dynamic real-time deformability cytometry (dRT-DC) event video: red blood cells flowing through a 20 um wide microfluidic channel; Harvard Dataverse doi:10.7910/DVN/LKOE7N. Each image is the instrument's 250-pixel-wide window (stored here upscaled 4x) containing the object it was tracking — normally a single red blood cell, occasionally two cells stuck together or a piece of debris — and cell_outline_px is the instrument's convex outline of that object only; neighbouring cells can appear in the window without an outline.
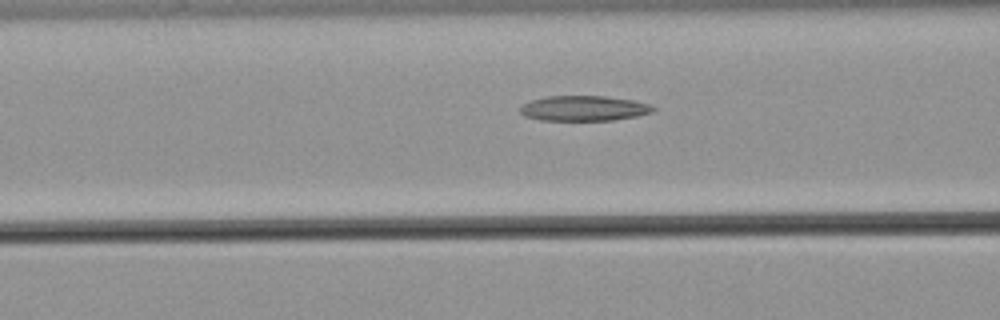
{"species": "common noctule bat (a hibernating species)", "species_latin": "Nyctalus noctula", "temperature_condition": "warm", "stored_images_in_passage": 33, "camera_frame_rate_fps": 3000, "um_per_image_px": 0.085, "animal": {"sex": "male", "body_mass_g": 21.5, "forearm_length_mm": 52.0}, "frame": {"image": 1, "passage_image": 11, "time_ms": 3.333, "image_size_px": [1000, 320], "cell_outline_px": [[656, 108], [652, 112], [636, 116], [612, 120], [540, 120], [524, 116], [520, 112], [520, 108], [524, 104], [532, 100], [548, 96], [604, 96], [632, 100], [648, 104]], "centroid_in_image_um": [49.61, 9.21], "position_along_channel_um": 117.0, "area_um2": 19.31}}
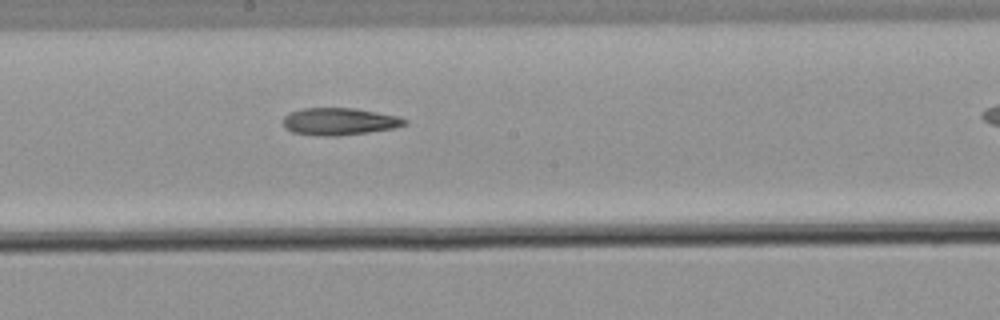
{"frame": {"image": 2, "passage_image": 19, "time_ms": 6.0, "image_size_px": [1000, 320], "cell_outline_px": [[408, 124], [396, 128], [368, 132], [336, 136], [328, 136], [292, 132], [284, 128], [284, 116], [288, 112], [304, 108], [352, 108], [376, 112], [396, 116], [408, 120]], "centroid_in_image_um": [28.85, 10.32], "position_along_channel_um": 219.4, "area_um2": 19.19}}
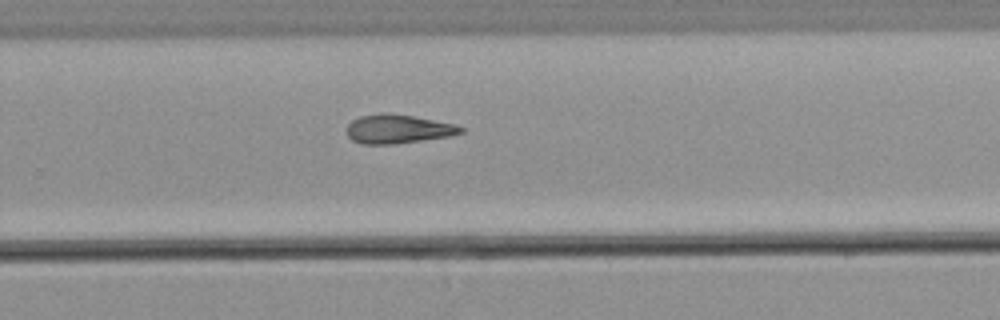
{"frame": {"image": 3, "passage_image": 25, "time_ms": 8.0, "image_size_px": [1000, 320], "cell_outline_px": [[464, 132], [452, 136], [396, 144], [364, 144], [352, 140], [348, 136], [348, 124], [352, 120], [360, 116], [380, 112], [388, 112], [412, 116], [456, 124], [464, 128]], "centroid_in_image_um": [33.85, 10.96], "position_along_channel_um": 295.9, "area_um2": 19.36}}